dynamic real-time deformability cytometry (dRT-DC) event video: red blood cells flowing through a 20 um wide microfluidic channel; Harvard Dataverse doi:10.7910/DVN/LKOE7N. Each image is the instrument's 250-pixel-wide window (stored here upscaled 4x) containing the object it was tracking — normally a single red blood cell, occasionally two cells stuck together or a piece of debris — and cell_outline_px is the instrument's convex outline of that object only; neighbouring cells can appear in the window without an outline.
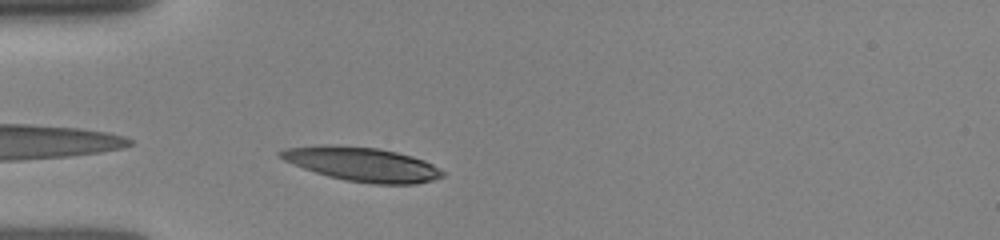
{"species": "human", "species_latin": "Homo sapiens", "temperature_condition": "room temperature", "stored_images_in_passage": 19, "camera_frame_rate_fps": 3000, "um_per_image_px": 0.085, "donor": {"sex": "female"}, "frame": {"image": 1, "passage_image": 1, "time_ms": 0.0, "image_size_px": [1000, 240], "cell_outline_px": [[444, 176], [432, 180], [416, 184], [372, 184], [344, 180], [328, 176], [304, 168], [284, 160], [276, 156], [276, 152], [288, 148], [376, 148], [396, 152], [412, 156], [424, 160], [432, 164], [444, 172]], "centroid_in_image_um": [30.89, 14.02], "position_along_channel_um": 54.1, "area_um2": 30.81}}
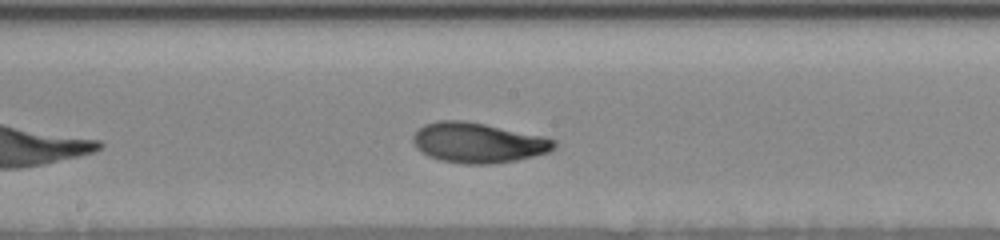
{"frame": {"image": 2, "passage_image": 10, "time_ms": 4.0, "image_size_px": [1000, 240], "cell_outline_px": [[556, 148], [548, 152], [516, 160], [492, 164], [464, 164], [440, 160], [428, 156], [420, 152], [412, 144], [412, 136], [416, 128], [424, 124], [436, 120], [464, 120], [544, 136], [556, 140]], "centroid_in_image_um": [40.58, 12.12], "position_along_channel_um": 207.6, "area_um2": 33.35}}
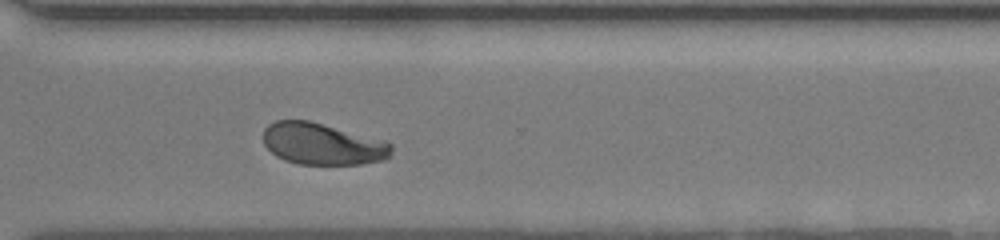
{"frame": {"image": 3, "passage_image": 19, "time_ms": 7.333, "image_size_px": [1000, 240], "cell_outline_px": [[392, 156], [380, 160], [360, 164], [296, 164], [284, 160], [276, 156], [264, 144], [264, 128], [268, 124], [276, 120], [308, 120], [384, 140], [392, 144]], "centroid_in_image_um": [27.4, 12.23], "position_along_channel_um": 343.2, "area_um2": 31.1}}